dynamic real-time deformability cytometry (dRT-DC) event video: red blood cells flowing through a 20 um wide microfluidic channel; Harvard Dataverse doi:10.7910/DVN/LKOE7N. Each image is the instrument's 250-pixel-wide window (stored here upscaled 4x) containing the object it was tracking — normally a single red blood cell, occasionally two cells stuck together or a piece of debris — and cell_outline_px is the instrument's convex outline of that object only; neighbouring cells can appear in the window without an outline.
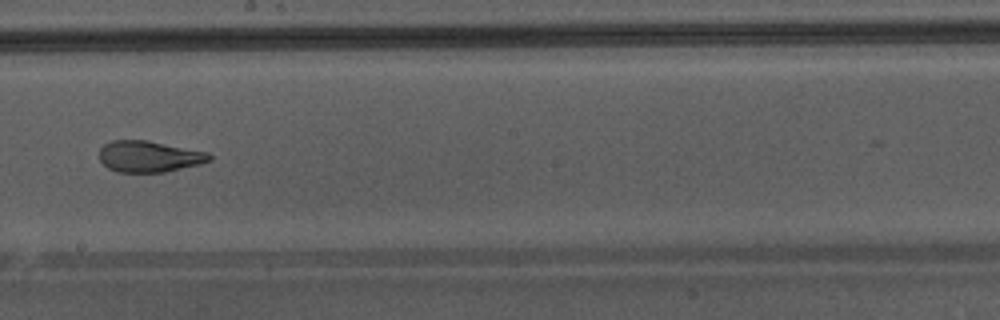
{"species": "Egyptian fruit bat (a non-hibernating species)", "species_latin": "Rousettus aegyptiacus", "temperature_condition": "warm", "stored_images_in_passage": 34, "camera_frame_rate_fps": 3000, "um_per_image_px": 0.085, "animal": {"sex": "male"}, "frame": {"image": 1, "passage_image": 15, "time_ms": 4.667, "image_size_px": [1000, 320], "cell_outline_px": [[212, 160], [200, 164], [164, 172], [116, 172], [108, 168], [100, 160], [100, 148], [104, 144], [112, 140], [144, 140], [208, 152], [212, 156]], "centroid_in_image_um": [12.67, 13.3], "position_along_channel_um": 235.5, "area_um2": 19.94}, "authors_computed_cell_mechanics": {"area_um2": 21.9062, "velocity_mm_per_s": 4.3574, "shape_relaxation_time_tau1_ms": null, "shape_relaxation_time_tau2_ms": 1.2777, "deformation_change_tau1": null, "deformation_change_tau2": 0.0887}}